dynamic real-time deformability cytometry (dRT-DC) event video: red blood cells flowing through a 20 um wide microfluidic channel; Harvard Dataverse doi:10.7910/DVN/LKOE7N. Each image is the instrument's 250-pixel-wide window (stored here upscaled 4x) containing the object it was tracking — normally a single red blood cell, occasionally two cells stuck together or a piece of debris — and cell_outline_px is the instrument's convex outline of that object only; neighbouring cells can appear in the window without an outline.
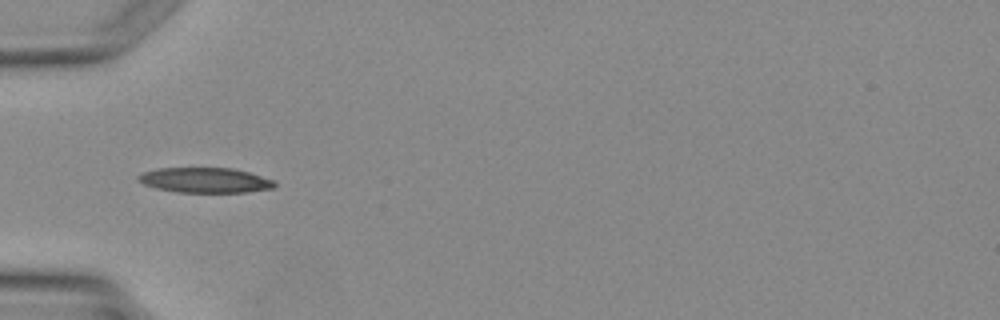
{"species": "Egyptian fruit bat (a non-hibernating species)", "species_latin": "Rousettus aegyptiacus", "temperature_condition": "warm", "stored_images_in_passage": 3, "camera_frame_rate_fps": 3000, "um_per_image_px": 0.085, "animal": {"sex": "female"}, "frame": {"image": 1, "passage_image": 2, "time_ms": 1.333, "image_size_px": [1000, 320], "cell_outline_px": [[276, 184], [272, 188], [244, 192], [176, 192], [156, 188], [144, 184], [136, 176], [144, 172], [160, 168], [232, 168], [248, 172], [276, 180]], "centroid_in_image_um": [17.45, 15.31], "position_along_channel_um": 67.5, "area_um2": 19.77}}
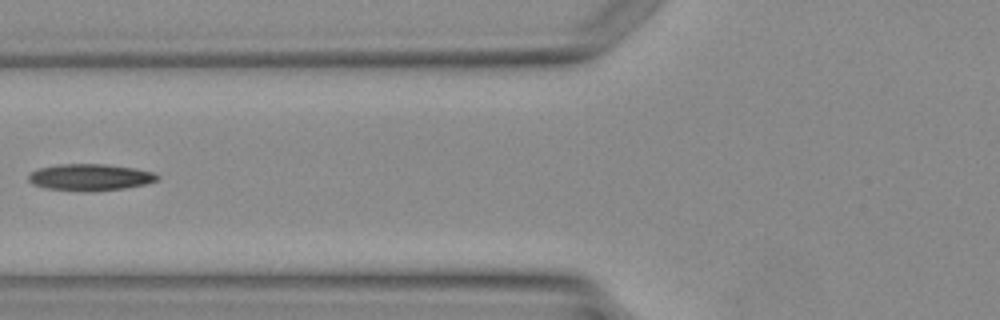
{"frame": {"image": 2, "passage_image": 3, "time_ms": 2.333, "image_size_px": [1000, 320], "cell_outline_px": [[160, 180], [144, 184], [124, 188], [88, 192], [44, 188], [32, 184], [28, 180], [28, 176], [32, 172], [40, 168], [60, 164], [108, 164], [136, 168], [152, 172], [160, 176]], "centroid_in_image_um": [7.68, 15.07], "position_along_channel_um": 118.1, "area_um2": 20.11}}